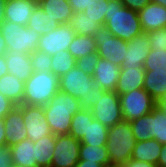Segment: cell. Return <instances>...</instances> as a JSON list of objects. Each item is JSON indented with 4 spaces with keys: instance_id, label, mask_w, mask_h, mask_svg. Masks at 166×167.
<instances>
[{
    "instance_id": "1",
    "label": "cell",
    "mask_w": 166,
    "mask_h": 167,
    "mask_svg": "<svg viewBox=\"0 0 166 167\" xmlns=\"http://www.w3.org/2000/svg\"><path fill=\"white\" fill-rule=\"evenodd\" d=\"M59 90L78 99L81 109H91L104 92L95 85L93 76L76 66L59 78Z\"/></svg>"
},
{
    "instance_id": "2",
    "label": "cell",
    "mask_w": 166,
    "mask_h": 167,
    "mask_svg": "<svg viewBox=\"0 0 166 167\" xmlns=\"http://www.w3.org/2000/svg\"><path fill=\"white\" fill-rule=\"evenodd\" d=\"M104 26L125 42L143 33L138 11L125 7L120 0H108V14H105Z\"/></svg>"
},
{
    "instance_id": "3",
    "label": "cell",
    "mask_w": 166,
    "mask_h": 167,
    "mask_svg": "<svg viewBox=\"0 0 166 167\" xmlns=\"http://www.w3.org/2000/svg\"><path fill=\"white\" fill-rule=\"evenodd\" d=\"M43 108L54 135L69 134L72 117L81 109L78 99L60 90Z\"/></svg>"
},
{
    "instance_id": "4",
    "label": "cell",
    "mask_w": 166,
    "mask_h": 167,
    "mask_svg": "<svg viewBox=\"0 0 166 167\" xmlns=\"http://www.w3.org/2000/svg\"><path fill=\"white\" fill-rule=\"evenodd\" d=\"M59 91V77L51 71H34L24 84L22 104L45 106Z\"/></svg>"
},
{
    "instance_id": "5",
    "label": "cell",
    "mask_w": 166,
    "mask_h": 167,
    "mask_svg": "<svg viewBox=\"0 0 166 167\" xmlns=\"http://www.w3.org/2000/svg\"><path fill=\"white\" fill-rule=\"evenodd\" d=\"M135 136L128 121H121L109 128L107 152L112 165L121 166L131 159L135 147Z\"/></svg>"
},
{
    "instance_id": "6",
    "label": "cell",
    "mask_w": 166,
    "mask_h": 167,
    "mask_svg": "<svg viewBox=\"0 0 166 167\" xmlns=\"http://www.w3.org/2000/svg\"><path fill=\"white\" fill-rule=\"evenodd\" d=\"M0 32L6 42L7 51L17 50L29 55L37 50L41 37V34L30 27L5 20L0 23Z\"/></svg>"
},
{
    "instance_id": "7",
    "label": "cell",
    "mask_w": 166,
    "mask_h": 167,
    "mask_svg": "<svg viewBox=\"0 0 166 167\" xmlns=\"http://www.w3.org/2000/svg\"><path fill=\"white\" fill-rule=\"evenodd\" d=\"M129 123L136 142L153 138L162 145L166 144V113L158 107Z\"/></svg>"
},
{
    "instance_id": "8",
    "label": "cell",
    "mask_w": 166,
    "mask_h": 167,
    "mask_svg": "<svg viewBox=\"0 0 166 167\" xmlns=\"http://www.w3.org/2000/svg\"><path fill=\"white\" fill-rule=\"evenodd\" d=\"M123 120L131 122L152 111L156 102L143 88L119 95Z\"/></svg>"
},
{
    "instance_id": "9",
    "label": "cell",
    "mask_w": 166,
    "mask_h": 167,
    "mask_svg": "<svg viewBox=\"0 0 166 167\" xmlns=\"http://www.w3.org/2000/svg\"><path fill=\"white\" fill-rule=\"evenodd\" d=\"M93 37L99 57L121 67L126 60L127 42L115 37L105 26H101Z\"/></svg>"
},
{
    "instance_id": "10",
    "label": "cell",
    "mask_w": 166,
    "mask_h": 167,
    "mask_svg": "<svg viewBox=\"0 0 166 167\" xmlns=\"http://www.w3.org/2000/svg\"><path fill=\"white\" fill-rule=\"evenodd\" d=\"M90 110L94 119L108 128L123 121L120 98L116 91H104Z\"/></svg>"
},
{
    "instance_id": "11",
    "label": "cell",
    "mask_w": 166,
    "mask_h": 167,
    "mask_svg": "<svg viewBox=\"0 0 166 167\" xmlns=\"http://www.w3.org/2000/svg\"><path fill=\"white\" fill-rule=\"evenodd\" d=\"M81 142L70 134L56 135L51 167H74L79 161Z\"/></svg>"
},
{
    "instance_id": "12",
    "label": "cell",
    "mask_w": 166,
    "mask_h": 167,
    "mask_svg": "<svg viewBox=\"0 0 166 167\" xmlns=\"http://www.w3.org/2000/svg\"><path fill=\"white\" fill-rule=\"evenodd\" d=\"M75 35L69 24H60L51 32L41 35L37 50L53 56L57 52L68 50Z\"/></svg>"
},
{
    "instance_id": "13",
    "label": "cell",
    "mask_w": 166,
    "mask_h": 167,
    "mask_svg": "<svg viewBox=\"0 0 166 167\" xmlns=\"http://www.w3.org/2000/svg\"><path fill=\"white\" fill-rule=\"evenodd\" d=\"M23 123L27 131V139L33 142L52 134L43 106L23 104Z\"/></svg>"
},
{
    "instance_id": "14",
    "label": "cell",
    "mask_w": 166,
    "mask_h": 167,
    "mask_svg": "<svg viewBox=\"0 0 166 167\" xmlns=\"http://www.w3.org/2000/svg\"><path fill=\"white\" fill-rule=\"evenodd\" d=\"M126 60L121 67L144 68V63L150 51L151 42L148 40V32H143L127 42Z\"/></svg>"
},
{
    "instance_id": "15",
    "label": "cell",
    "mask_w": 166,
    "mask_h": 167,
    "mask_svg": "<svg viewBox=\"0 0 166 167\" xmlns=\"http://www.w3.org/2000/svg\"><path fill=\"white\" fill-rule=\"evenodd\" d=\"M6 143L11 147L27 138V131L23 123V104L15 106L3 118Z\"/></svg>"
},
{
    "instance_id": "16",
    "label": "cell",
    "mask_w": 166,
    "mask_h": 167,
    "mask_svg": "<svg viewBox=\"0 0 166 167\" xmlns=\"http://www.w3.org/2000/svg\"><path fill=\"white\" fill-rule=\"evenodd\" d=\"M37 5V0H7L3 18L5 21L27 26Z\"/></svg>"
},
{
    "instance_id": "17",
    "label": "cell",
    "mask_w": 166,
    "mask_h": 167,
    "mask_svg": "<svg viewBox=\"0 0 166 167\" xmlns=\"http://www.w3.org/2000/svg\"><path fill=\"white\" fill-rule=\"evenodd\" d=\"M121 67L113 62L99 58L96 64L93 79L104 91H115Z\"/></svg>"
},
{
    "instance_id": "18",
    "label": "cell",
    "mask_w": 166,
    "mask_h": 167,
    "mask_svg": "<svg viewBox=\"0 0 166 167\" xmlns=\"http://www.w3.org/2000/svg\"><path fill=\"white\" fill-rule=\"evenodd\" d=\"M138 16L143 32L166 28V8L158 3H148Z\"/></svg>"
},
{
    "instance_id": "19",
    "label": "cell",
    "mask_w": 166,
    "mask_h": 167,
    "mask_svg": "<svg viewBox=\"0 0 166 167\" xmlns=\"http://www.w3.org/2000/svg\"><path fill=\"white\" fill-rule=\"evenodd\" d=\"M4 56L8 73L16 76L21 81L26 82L34 72L31 65L30 55L17 50H8Z\"/></svg>"
},
{
    "instance_id": "20",
    "label": "cell",
    "mask_w": 166,
    "mask_h": 167,
    "mask_svg": "<svg viewBox=\"0 0 166 167\" xmlns=\"http://www.w3.org/2000/svg\"><path fill=\"white\" fill-rule=\"evenodd\" d=\"M145 69L137 67H121L115 91L121 95L144 86Z\"/></svg>"
},
{
    "instance_id": "21",
    "label": "cell",
    "mask_w": 166,
    "mask_h": 167,
    "mask_svg": "<svg viewBox=\"0 0 166 167\" xmlns=\"http://www.w3.org/2000/svg\"><path fill=\"white\" fill-rule=\"evenodd\" d=\"M38 5L59 24H68L74 14L68 0H41Z\"/></svg>"
},
{
    "instance_id": "22",
    "label": "cell",
    "mask_w": 166,
    "mask_h": 167,
    "mask_svg": "<svg viewBox=\"0 0 166 167\" xmlns=\"http://www.w3.org/2000/svg\"><path fill=\"white\" fill-rule=\"evenodd\" d=\"M12 151V163L22 167H37V161L34 153V142L29 139L10 147Z\"/></svg>"
},
{
    "instance_id": "23",
    "label": "cell",
    "mask_w": 166,
    "mask_h": 167,
    "mask_svg": "<svg viewBox=\"0 0 166 167\" xmlns=\"http://www.w3.org/2000/svg\"><path fill=\"white\" fill-rule=\"evenodd\" d=\"M161 148L162 144L153 138L136 142L131 159L158 165Z\"/></svg>"
},
{
    "instance_id": "24",
    "label": "cell",
    "mask_w": 166,
    "mask_h": 167,
    "mask_svg": "<svg viewBox=\"0 0 166 167\" xmlns=\"http://www.w3.org/2000/svg\"><path fill=\"white\" fill-rule=\"evenodd\" d=\"M24 84L16 76L5 74L0 78V93L16 105H21L24 97Z\"/></svg>"
},
{
    "instance_id": "25",
    "label": "cell",
    "mask_w": 166,
    "mask_h": 167,
    "mask_svg": "<svg viewBox=\"0 0 166 167\" xmlns=\"http://www.w3.org/2000/svg\"><path fill=\"white\" fill-rule=\"evenodd\" d=\"M55 142L56 135L53 133L34 142V153L37 167H51Z\"/></svg>"
},
{
    "instance_id": "26",
    "label": "cell",
    "mask_w": 166,
    "mask_h": 167,
    "mask_svg": "<svg viewBox=\"0 0 166 167\" xmlns=\"http://www.w3.org/2000/svg\"><path fill=\"white\" fill-rule=\"evenodd\" d=\"M145 89L157 102L166 92V72H153L145 70L144 86Z\"/></svg>"
},
{
    "instance_id": "27",
    "label": "cell",
    "mask_w": 166,
    "mask_h": 167,
    "mask_svg": "<svg viewBox=\"0 0 166 167\" xmlns=\"http://www.w3.org/2000/svg\"><path fill=\"white\" fill-rule=\"evenodd\" d=\"M109 128L95 119H88V129L80 140L81 144L106 146Z\"/></svg>"
},
{
    "instance_id": "28",
    "label": "cell",
    "mask_w": 166,
    "mask_h": 167,
    "mask_svg": "<svg viewBox=\"0 0 166 167\" xmlns=\"http://www.w3.org/2000/svg\"><path fill=\"white\" fill-rule=\"evenodd\" d=\"M68 24L77 35L82 36H94L102 26L84 12L74 13Z\"/></svg>"
},
{
    "instance_id": "29",
    "label": "cell",
    "mask_w": 166,
    "mask_h": 167,
    "mask_svg": "<svg viewBox=\"0 0 166 167\" xmlns=\"http://www.w3.org/2000/svg\"><path fill=\"white\" fill-rule=\"evenodd\" d=\"M60 24L52 20L39 5L33 10L32 16L29 18L27 27L34 29L41 35L51 32L56 29Z\"/></svg>"
},
{
    "instance_id": "30",
    "label": "cell",
    "mask_w": 166,
    "mask_h": 167,
    "mask_svg": "<svg viewBox=\"0 0 166 167\" xmlns=\"http://www.w3.org/2000/svg\"><path fill=\"white\" fill-rule=\"evenodd\" d=\"M79 160H87V162H97L98 164L103 166L111 165L106 146L81 144L79 151Z\"/></svg>"
},
{
    "instance_id": "31",
    "label": "cell",
    "mask_w": 166,
    "mask_h": 167,
    "mask_svg": "<svg viewBox=\"0 0 166 167\" xmlns=\"http://www.w3.org/2000/svg\"><path fill=\"white\" fill-rule=\"evenodd\" d=\"M68 51L75 60L92 53H97V46L95 44L94 37L76 34L69 45Z\"/></svg>"
},
{
    "instance_id": "32",
    "label": "cell",
    "mask_w": 166,
    "mask_h": 167,
    "mask_svg": "<svg viewBox=\"0 0 166 167\" xmlns=\"http://www.w3.org/2000/svg\"><path fill=\"white\" fill-rule=\"evenodd\" d=\"M88 119H94L90 109H80L73 115L69 134L77 140H81L88 129Z\"/></svg>"
},
{
    "instance_id": "33",
    "label": "cell",
    "mask_w": 166,
    "mask_h": 167,
    "mask_svg": "<svg viewBox=\"0 0 166 167\" xmlns=\"http://www.w3.org/2000/svg\"><path fill=\"white\" fill-rule=\"evenodd\" d=\"M75 63L76 60L68 50L57 52L52 56L51 72L60 78L72 69L75 66Z\"/></svg>"
},
{
    "instance_id": "34",
    "label": "cell",
    "mask_w": 166,
    "mask_h": 167,
    "mask_svg": "<svg viewBox=\"0 0 166 167\" xmlns=\"http://www.w3.org/2000/svg\"><path fill=\"white\" fill-rule=\"evenodd\" d=\"M143 67L153 72H166V49H150Z\"/></svg>"
},
{
    "instance_id": "35",
    "label": "cell",
    "mask_w": 166,
    "mask_h": 167,
    "mask_svg": "<svg viewBox=\"0 0 166 167\" xmlns=\"http://www.w3.org/2000/svg\"><path fill=\"white\" fill-rule=\"evenodd\" d=\"M84 13L104 26L105 14H108V0H92Z\"/></svg>"
},
{
    "instance_id": "36",
    "label": "cell",
    "mask_w": 166,
    "mask_h": 167,
    "mask_svg": "<svg viewBox=\"0 0 166 167\" xmlns=\"http://www.w3.org/2000/svg\"><path fill=\"white\" fill-rule=\"evenodd\" d=\"M30 60L33 71H51L52 56L48 55L47 53L36 50L30 54Z\"/></svg>"
},
{
    "instance_id": "37",
    "label": "cell",
    "mask_w": 166,
    "mask_h": 167,
    "mask_svg": "<svg viewBox=\"0 0 166 167\" xmlns=\"http://www.w3.org/2000/svg\"><path fill=\"white\" fill-rule=\"evenodd\" d=\"M99 58L98 53H92L76 59L75 66L83 72H86L88 75L93 76Z\"/></svg>"
},
{
    "instance_id": "38",
    "label": "cell",
    "mask_w": 166,
    "mask_h": 167,
    "mask_svg": "<svg viewBox=\"0 0 166 167\" xmlns=\"http://www.w3.org/2000/svg\"><path fill=\"white\" fill-rule=\"evenodd\" d=\"M148 40L150 49H166V28L149 31Z\"/></svg>"
},
{
    "instance_id": "39",
    "label": "cell",
    "mask_w": 166,
    "mask_h": 167,
    "mask_svg": "<svg viewBox=\"0 0 166 167\" xmlns=\"http://www.w3.org/2000/svg\"><path fill=\"white\" fill-rule=\"evenodd\" d=\"M12 151L7 145L0 147V167H12Z\"/></svg>"
},
{
    "instance_id": "40",
    "label": "cell",
    "mask_w": 166,
    "mask_h": 167,
    "mask_svg": "<svg viewBox=\"0 0 166 167\" xmlns=\"http://www.w3.org/2000/svg\"><path fill=\"white\" fill-rule=\"evenodd\" d=\"M15 106L14 102L0 93V119H3Z\"/></svg>"
},
{
    "instance_id": "41",
    "label": "cell",
    "mask_w": 166,
    "mask_h": 167,
    "mask_svg": "<svg viewBox=\"0 0 166 167\" xmlns=\"http://www.w3.org/2000/svg\"><path fill=\"white\" fill-rule=\"evenodd\" d=\"M122 4L132 10L139 11L143 9L151 0H120Z\"/></svg>"
},
{
    "instance_id": "42",
    "label": "cell",
    "mask_w": 166,
    "mask_h": 167,
    "mask_svg": "<svg viewBox=\"0 0 166 167\" xmlns=\"http://www.w3.org/2000/svg\"><path fill=\"white\" fill-rule=\"evenodd\" d=\"M92 0H68L74 13L84 12Z\"/></svg>"
},
{
    "instance_id": "43",
    "label": "cell",
    "mask_w": 166,
    "mask_h": 167,
    "mask_svg": "<svg viewBox=\"0 0 166 167\" xmlns=\"http://www.w3.org/2000/svg\"><path fill=\"white\" fill-rule=\"evenodd\" d=\"M120 167H158V165L148 163V162H142V161H137L135 159H130L128 162L125 164L121 165Z\"/></svg>"
},
{
    "instance_id": "44",
    "label": "cell",
    "mask_w": 166,
    "mask_h": 167,
    "mask_svg": "<svg viewBox=\"0 0 166 167\" xmlns=\"http://www.w3.org/2000/svg\"><path fill=\"white\" fill-rule=\"evenodd\" d=\"M158 167H166V144L162 145L160 156L158 159Z\"/></svg>"
},
{
    "instance_id": "45",
    "label": "cell",
    "mask_w": 166,
    "mask_h": 167,
    "mask_svg": "<svg viewBox=\"0 0 166 167\" xmlns=\"http://www.w3.org/2000/svg\"><path fill=\"white\" fill-rule=\"evenodd\" d=\"M74 167H103L97 162H87V160H79Z\"/></svg>"
},
{
    "instance_id": "46",
    "label": "cell",
    "mask_w": 166,
    "mask_h": 167,
    "mask_svg": "<svg viewBox=\"0 0 166 167\" xmlns=\"http://www.w3.org/2000/svg\"><path fill=\"white\" fill-rule=\"evenodd\" d=\"M7 145L5 136V126L3 119H0V147Z\"/></svg>"
},
{
    "instance_id": "47",
    "label": "cell",
    "mask_w": 166,
    "mask_h": 167,
    "mask_svg": "<svg viewBox=\"0 0 166 167\" xmlns=\"http://www.w3.org/2000/svg\"><path fill=\"white\" fill-rule=\"evenodd\" d=\"M8 73L7 64L4 55H0V78Z\"/></svg>"
},
{
    "instance_id": "48",
    "label": "cell",
    "mask_w": 166,
    "mask_h": 167,
    "mask_svg": "<svg viewBox=\"0 0 166 167\" xmlns=\"http://www.w3.org/2000/svg\"><path fill=\"white\" fill-rule=\"evenodd\" d=\"M156 107L159 108L162 112L166 113V92L162 95V97L156 102Z\"/></svg>"
},
{
    "instance_id": "49",
    "label": "cell",
    "mask_w": 166,
    "mask_h": 167,
    "mask_svg": "<svg viewBox=\"0 0 166 167\" xmlns=\"http://www.w3.org/2000/svg\"><path fill=\"white\" fill-rule=\"evenodd\" d=\"M7 52L6 42L0 32V55H4Z\"/></svg>"
},
{
    "instance_id": "50",
    "label": "cell",
    "mask_w": 166,
    "mask_h": 167,
    "mask_svg": "<svg viewBox=\"0 0 166 167\" xmlns=\"http://www.w3.org/2000/svg\"><path fill=\"white\" fill-rule=\"evenodd\" d=\"M7 0H0V23L4 20L3 14Z\"/></svg>"
},
{
    "instance_id": "51",
    "label": "cell",
    "mask_w": 166,
    "mask_h": 167,
    "mask_svg": "<svg viewBox=\"0 0 166 167\" xmlns=\"http://www.w3.org/2000/svg\"><path fill=\"white\" fill-rule=\"evenodd\" d=\"M151 2L158 3L166 8V0H151Z\"/></svg>"
},
{
    "instance_id": "52",
    "label": "cell",
    "mask_w": 166,
    "mask_h": 167,
    "mask_svg": "<svg viewBox=\"0 0 166 167\" xmlns=\"http://www.w3.org/2000/svg\"><path fill=\"white\" fill-rule=\"evenodd\" d=\"M103 167H120V166H115V165H108V166H103Z\"/></svg>"
},
{
    "instance_id": "53",
    "label": "cell",
    "mask_w": 166,
    "mask_h": 167,
    "mask_svg": "<svg viewBox=\"0 0 166 167\" xmlns=\"http://www.w3.org/2000/svg\"><path fill=\"white\" fill-rule=\"evenodd\" d=\"M12 167H22V166H17V165H14V164H13Z\"/></svg>"
}]
</instances>
